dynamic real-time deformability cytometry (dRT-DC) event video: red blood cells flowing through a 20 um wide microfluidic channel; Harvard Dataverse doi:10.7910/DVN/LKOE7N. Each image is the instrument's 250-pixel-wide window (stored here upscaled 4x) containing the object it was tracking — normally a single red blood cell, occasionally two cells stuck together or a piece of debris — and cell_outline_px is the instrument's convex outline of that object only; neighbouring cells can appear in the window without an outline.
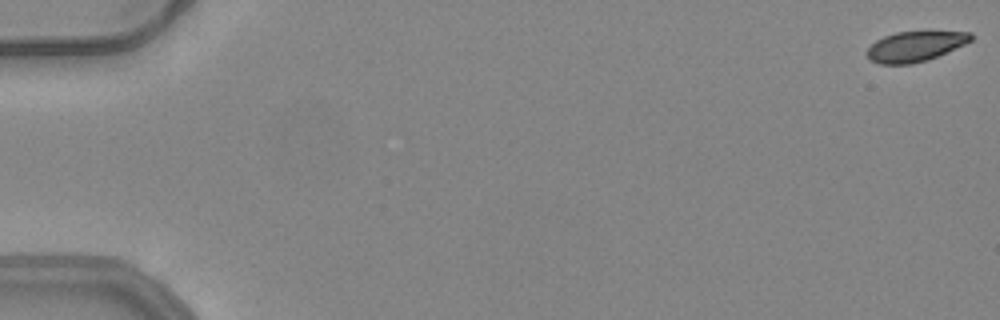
{"species": "common noctule bat (a hibernating species)", "species_latin": "Nyctalus noctula", "temperature_condition": "warm", "stored_images_in_passage": 54, "camera_frame_rate_fps": 3000, "um_per_image_px": 0.085, "animal": {"sex": "female", "body_mass_g": 24.6, "forearm_length_mm": 56.2}, "frame": {"image": 1, "passage_image": 1, "time_ms": 0.0, "image_size_px": [1000, 320], "cell_outline_px": [[972, 40], [964, 44], [928, 60], [912, 64], [880, 64], [868, 60], [868, 48], [876, 40], [884, 36], [896, 32], [972, 32]], "centroid_in_image_um": [77.76, 3.95], "position_along_channel_um": 7.2, "area_um2": 18.03}}
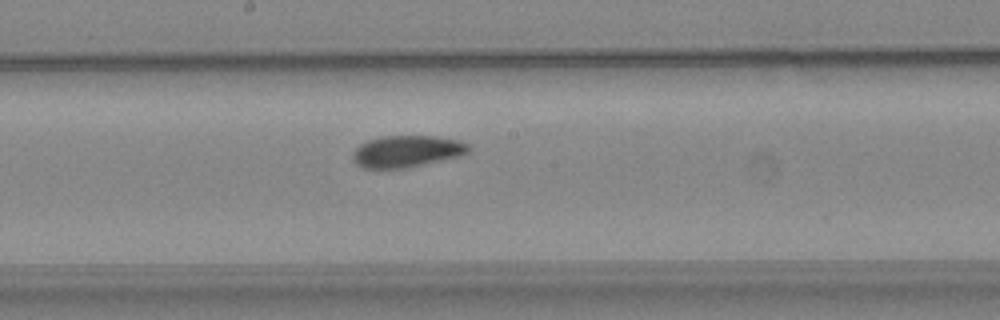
{"frame": {"image": 2, "passage_image": 30, "time_ms": 9.667, "image_size_px": [1000, 320], "cell_outline_px": [[472, 148], [468, 152], [460, 156], [404, 168], [364, 168], [356, 164], [352, 156], [352, 152], [360, 144], [368, 140], [380, 136], [436, 136], [460, 140], [468, 144]], "centroid_in_image_um": [34.58, 12.85], "position_along_channel_um": 213.6, "area_um2": 21.44}}
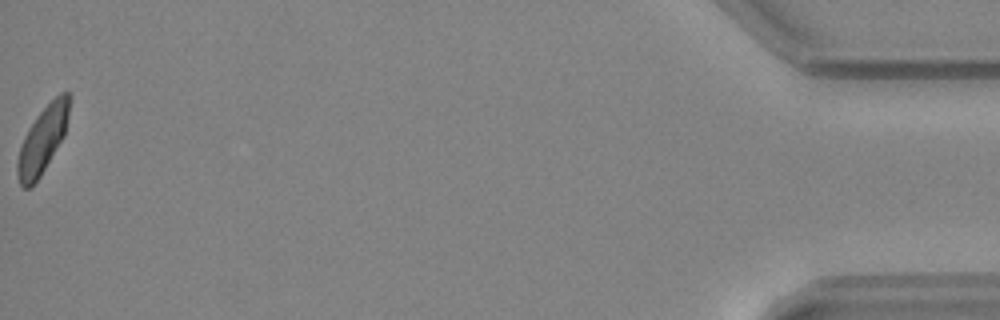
{"frame": {"image": 3, "passage_image": 54, "time_ms": 17.667, "image_size_px": [1000, 320], "cell_outline_px": [[72, 96], [64, 136], [40, 176], [32, 188], [24, 188], [20, 184], [16, 172], [16, 160], [24, 136], [28, 128], [36, 116], [60, 92], [68, 92]], "centroid_in_image_um": [3.62, 11.88], "position_along_channel_um": 431.6, "area_um2": 20.17}, "authors_computed_cell_mechanics": {"area_um2": 20.808, "velocity_mm_per_s": 3.9399, "shape_relaxation_time_tau1_ms": 3.497, "shape_relaxation_time_tau2_ms": 2.3899, "deformation_change_tau1": 0.1062, "deformation_change_tau2": 0.0635}}